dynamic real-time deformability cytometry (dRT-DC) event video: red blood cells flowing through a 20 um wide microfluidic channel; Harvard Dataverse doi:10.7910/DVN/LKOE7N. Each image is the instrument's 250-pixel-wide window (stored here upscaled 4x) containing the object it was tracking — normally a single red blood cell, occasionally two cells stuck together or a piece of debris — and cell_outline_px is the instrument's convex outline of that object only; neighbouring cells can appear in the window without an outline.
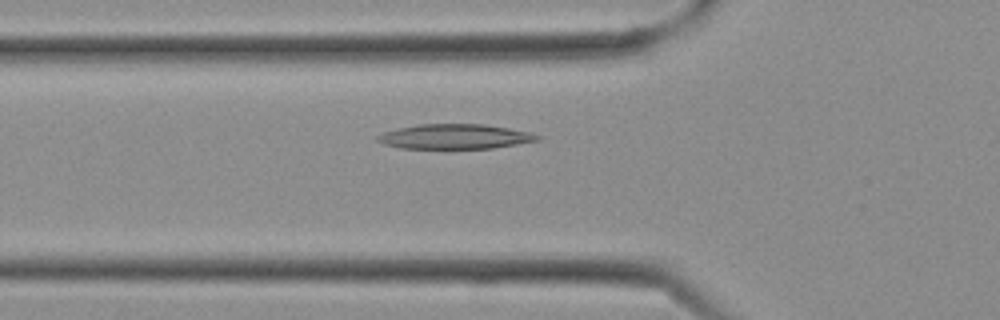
{"species": "Egyptian fruit bat (a non-hibernating species)", "species_latin": "Rousettus aegyptiacus", "temperature_condition": "cold", "stored_images_in_passage": 11, "camera_frame_rate_fps": 3000, "um_per_image_px": 0.085, "frame": {"image": 1, "passage_image": 5, "time_ms": 1.333, "image_size_px": [1000, 320], "cell_outline_px": [[540, 140], [492, 148], [400, 148], [384, 144], [376, 140], [376, 136], [384, 132], [396, 128], [420, 124], [484, 124], [508, 128], [528, 132], [540, 136]], "centroid_in_image_um": [38.62, 11.6], "position_along_channel_um": 87.2, "area_um2": 22.95}}
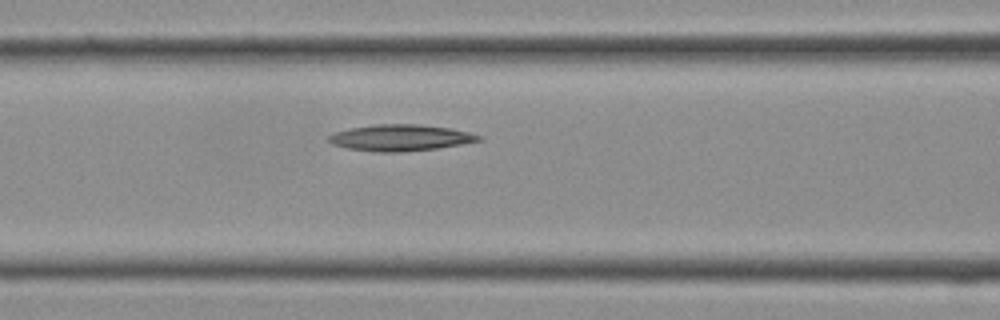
{"frame": {"image": 2, "passage_image": 7, "time_ms": 2.0, "image_size_px": [1000, 320], "cell_outline_px": [[484, 140], [436, 148], [400, 152], [376, 152], [348, 148], [332, 144], [328, 140], [328, 136], [336, 132], [348, 128], [376, 124], [416, 124], [448, 128], [468, 132], [484, 136]], "centroid_in_image_um": [34.03, 11.7], "position_along_channel_um": 132.6, "area_um2": 22.89}}
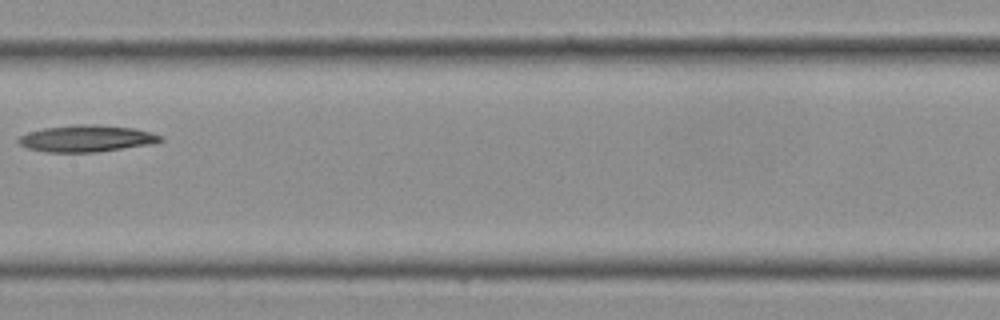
{"frame": {"image": 3, "passage_image": 10, "time_ms": 3.0, "image_size_px": [1000, 320], "cell_outline_px": [[164, 140], [148, 144], [96, 152], [44, 152], [28, 148], [20, 144], [16, 140], [20, 136], [28, 132], [44, 128], [80, 124], [92, 124], [132, 128], [164, 136]], "centroid_in_image_um": [7.31, 11.77], "position_along_channel_um": 200.1, "area_um2": 21.79}}